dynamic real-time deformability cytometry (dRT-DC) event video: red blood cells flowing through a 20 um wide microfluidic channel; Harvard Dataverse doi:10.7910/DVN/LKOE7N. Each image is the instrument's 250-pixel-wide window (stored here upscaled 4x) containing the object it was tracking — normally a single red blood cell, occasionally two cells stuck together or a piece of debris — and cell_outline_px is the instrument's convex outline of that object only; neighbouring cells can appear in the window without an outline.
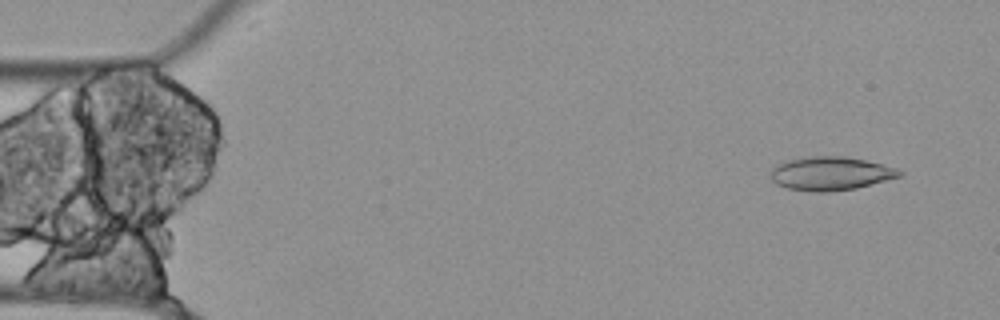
{"species": "Egyptian fruit bat (a non-hibernating species)", "species_latin": "Rousettus aegyptiacus", "temperature_condition": "cold", "stored_images_in_passage": 53, "camera_frame_rate_fps": 3000, "um_per_image_px": 0.085, "animal": {"sex": "female"}, "frame": {"image": 1, "passage_image": 1, "time_ms": 0.0, "image_size_px": [1000, 320], "cell_outline_px": [[904, 176], [856, 188], [828, 192], [812, 192], [788, 188], [776, 184], [768, 176], [768, 172], [772, 168], [788, 160], [812, 156], [844, 156], [864, 160], [900, 168], [904, 172]], "centroid_in_image_um": [70.63, 14.75], "position_along_channel_um": 14.4, "area_um2": 25.49}}
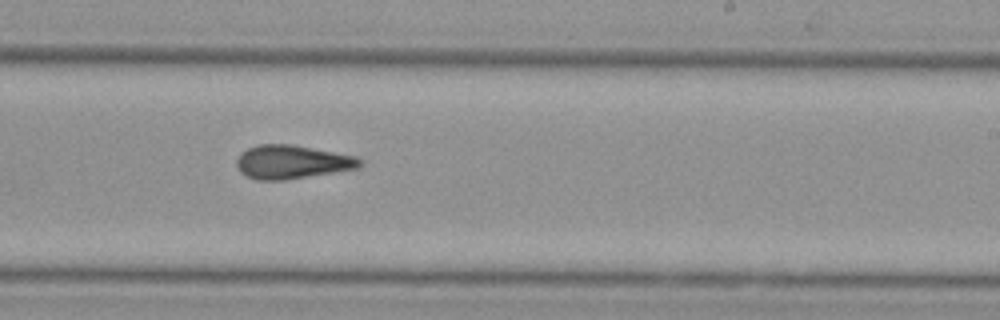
{"frame": {"image": 2, "passage_image": 30, "time_ms": 9.667, "image_size_px": [1000, 320], "cell_outline_px": [[364, 164], [360, 168], [284, 180], [256, 180], [240, 172], [236, 164], [236, 160], [240, 152], [248, 148], [260, 144], [292, 144], [356, 156], [364, 160]], "centroid_in_image_um": [24.84, 13.76], "position_along_channel_um": 264.2, "area_um2": 24.33}}
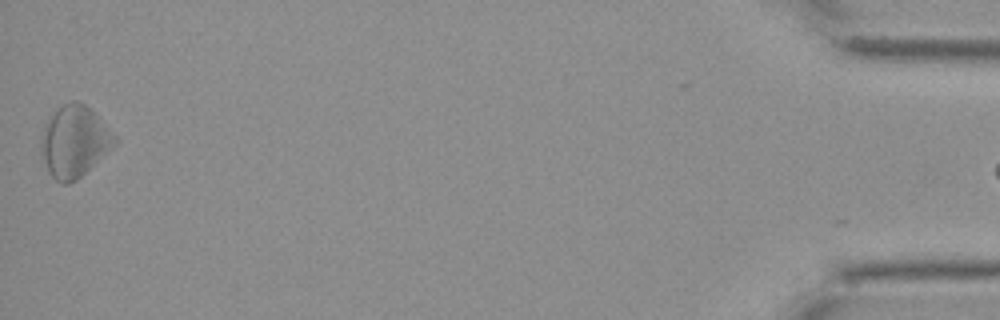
{"frame": {"image": 3, "passage_image": 52, "time_ms": 17.0, "image_size_px": [1000, 320], "cell_outline_px": [[120, 140], [116, 144], [76, 180], [68, 184], [60, 184], [48, 172], [40, 160], [40, 136], [44, 124], [48, 116], [64, 104], [72, 100], [76, 100], [84, 104]], "centroid_in_image_um": [6.25, 12.05], "position_along_channel_um": 429.0, "area_um2": 30.75}}